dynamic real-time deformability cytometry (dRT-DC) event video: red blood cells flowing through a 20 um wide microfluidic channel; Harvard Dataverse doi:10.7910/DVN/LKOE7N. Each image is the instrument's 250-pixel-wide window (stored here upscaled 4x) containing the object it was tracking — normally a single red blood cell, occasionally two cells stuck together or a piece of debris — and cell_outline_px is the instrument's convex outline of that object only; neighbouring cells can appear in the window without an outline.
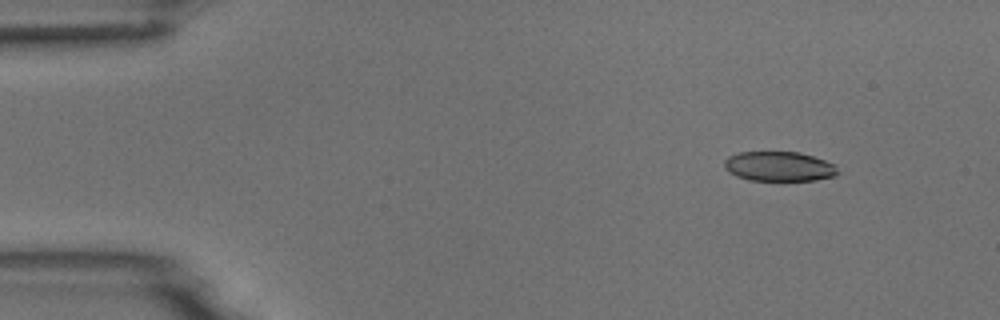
{"species": "common noctule bat (a hibernating species)", "species_latin": "Nyctalus noctula", "temperature_condition": "room temperature", "stored_images_in_passage": 6, "segment_of_instrument_passage": [1, 2], "camera_frame_rate_fps": 3000, "um_per_image_px": 0.085, "animal": {"sex": "male", "body_mass_g": 18.8}, "frame": {"image": 1, "passage_image": 2, "time_ms": 1.333, "image_size_px": [1000, 320], "cell_outline_px": [[840, 172], [836, 176], [816, 180], [748, 180], [736, 176], [728, 172], [724, 168], [724, 160], [728, 156], [740, 152], [800, 152], [836, 164]], "centroid_in_image_um": [66.23, 14.15], "position_along_channel_um": 18.8, "area_um2": 19.83}}
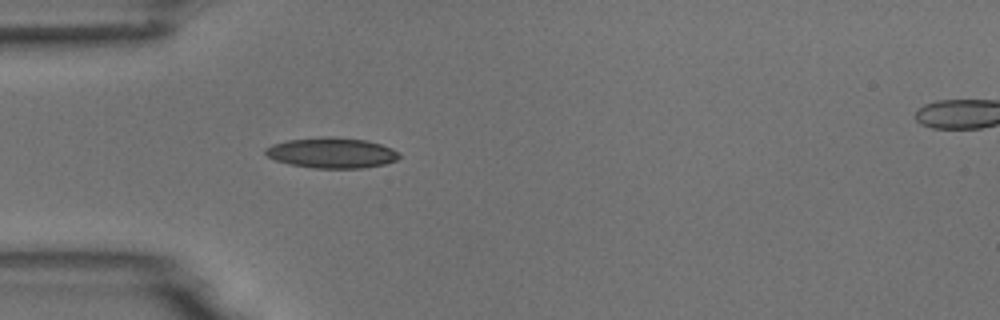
{"frame": {"image": 2, "passage_image": 5, "time_ms": 4.667, "image_size_px": [1000, 320], "cell_outline_px": [[400, 156], [396, 160], [384, 164], [364, 168], [312, 168], [292, 164], [276, 160], [268, 156], [264, 152], [264, 148], [272, 144], [288, 140], [328, 136], [364, 140], [380, 144], [392, 148], [400, 152]], "centroid_in_image_um": [28.21, 12.99], "position_along_channel_um": 56.8, "area_um2": 23.64}}